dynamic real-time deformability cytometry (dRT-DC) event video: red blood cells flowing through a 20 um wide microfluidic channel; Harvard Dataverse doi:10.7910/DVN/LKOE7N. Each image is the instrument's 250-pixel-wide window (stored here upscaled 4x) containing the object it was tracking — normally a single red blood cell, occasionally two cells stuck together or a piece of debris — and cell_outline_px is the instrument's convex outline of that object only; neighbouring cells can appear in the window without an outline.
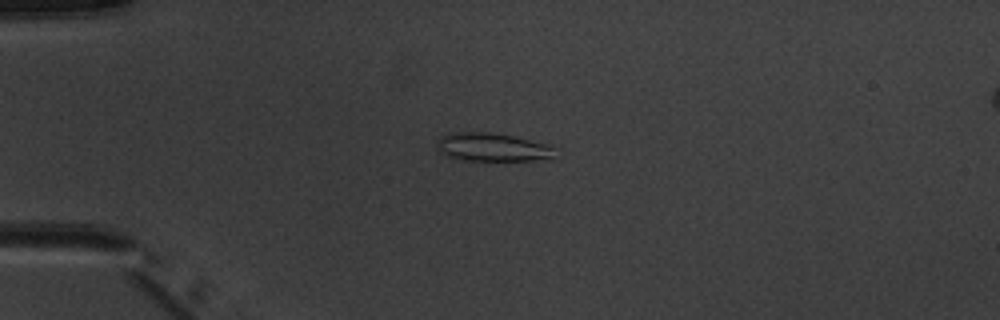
{"species": "common noctule bat (a hibernating species)", "species_latin": "Nyctalus noctula", "temperature_condition": "warm", "stored_images_in_passage": 6, "camera_frame_rate_fps": 3000, "um_per_image_px": 0.085, "animal": {"sex": "male", "body_mass_g": 20.1, "forearm_length_mm": 53.5}, "frame": {"image": 1, "passage_image": 4, "time_ms": 3.667, "image_size_px": [1000, 320], "cell_outline_px": [[552, 156], [548, 160], [460, 160], [448, 156], [436, 144], [436, 140], [440, 136], [448, 132], [492, 132], [512, 136], [548, 144], [552, 148]], "centroid_in_image_um": [41.81, 12.5], "position_along_channel_um": 43.2, "area_um2": 19.31}}
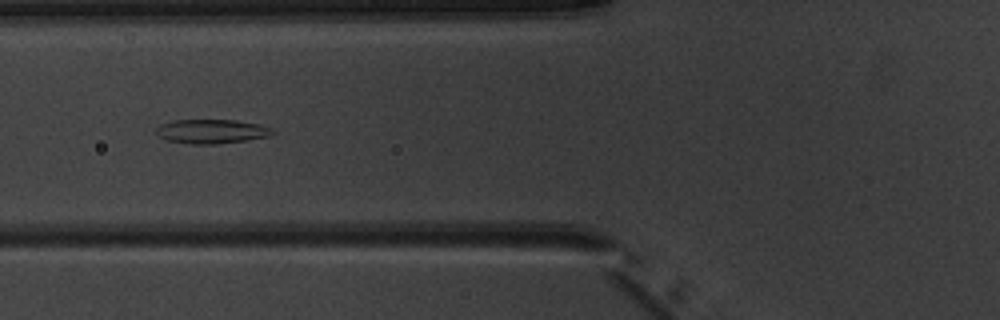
{"frame": {"image": 2, "passage_image": 6, "time_ms": 6.0, "image_size_px": [1000, 320], "cell_outline_px": [[276, 132], [268, 136], [248, 140], [216, 144], [188, 144], [164, 140], [156, 132], [156, 128], [160, 124], [172, 120], [236, 120], [260, 124], [272, 128]], "centroid_in_image_um": [17.98, 11.17], "position_along_channel_um": 107.8, "area_um2": 16.59}}